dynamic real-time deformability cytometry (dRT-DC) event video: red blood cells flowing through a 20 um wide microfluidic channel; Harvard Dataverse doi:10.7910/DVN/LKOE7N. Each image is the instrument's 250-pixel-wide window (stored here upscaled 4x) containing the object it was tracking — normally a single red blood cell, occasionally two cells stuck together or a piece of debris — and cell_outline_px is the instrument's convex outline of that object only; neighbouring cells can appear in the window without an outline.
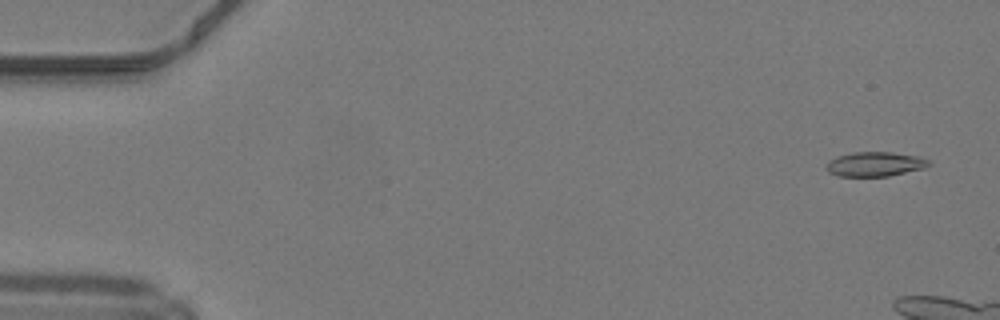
{"species": "common noctule bat (a hibernating species)", "species_latin": "Nyctalus noctula", "temperature_condition": "warm", "stored_images_in_passage": 17, "camera_frame_rate_fps": 3000, "um_per_image_px": 0.085, "animal": {"sex": "male", "body_mass_g": 19.2, "forearm_length_mm": 51.8}, "frame": {"image": 1, "passage_image": 3, "time_ms": 0.667, "image_size_px": [1000, 320], "cell_outline_px": [[932, 164], [924, 168], [888, 176], [840, 176], [828, 172], [828, 160], [836, 156], [852, 152], [892, 152], [920, 156], [928, 160]], "centroid_in_image_um": [74.4, 13.94], "position_along_channel_um": 10.6, "area_um2": 14.62}}